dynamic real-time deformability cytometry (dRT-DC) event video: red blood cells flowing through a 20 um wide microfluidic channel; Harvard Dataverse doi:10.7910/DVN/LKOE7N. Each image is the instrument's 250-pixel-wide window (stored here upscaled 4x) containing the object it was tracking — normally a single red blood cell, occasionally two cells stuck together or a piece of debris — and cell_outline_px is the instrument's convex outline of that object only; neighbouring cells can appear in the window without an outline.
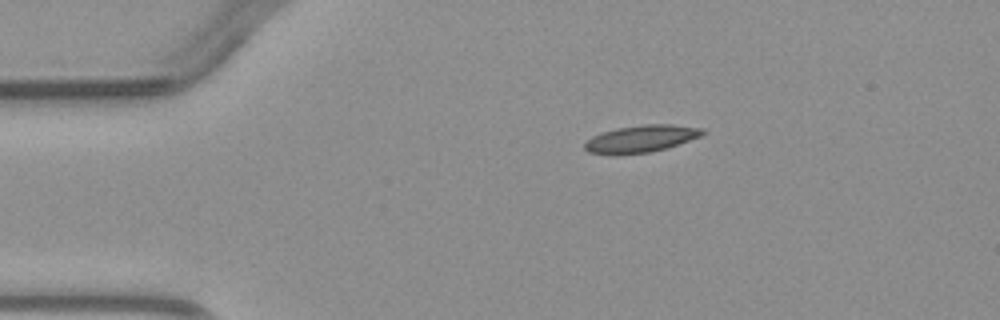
{"species": "common noctule bat (a hibernating species)", "species_latin": "Nyctalus noctula", "temperature_condition": "warm", "stored_images_in_passage": 2, "camera_frame_rate_fps": 3000, "um_per_image_px": 0.085, "animal": {"sex": "male", "body_mass_g": 23.1, "forearm_length_mm": 52.7}, "frame": {"image": 1, "passage_image": 1, "time_ms": 0.0, "image_size_px": [1000, 320], "cell_outline_px": [[708, 132], [700, 136], [664, 148], [648, 152], [612, 156], [588, 152], [584, 148], [584, 144], [592, 136], [616, 128], [644, 124], [672, 124], [704, 128]], "centroid_in_image_um": [54.46, 11.8], "position_along_channel_um": 30.5, "area_um2": 18.67}}